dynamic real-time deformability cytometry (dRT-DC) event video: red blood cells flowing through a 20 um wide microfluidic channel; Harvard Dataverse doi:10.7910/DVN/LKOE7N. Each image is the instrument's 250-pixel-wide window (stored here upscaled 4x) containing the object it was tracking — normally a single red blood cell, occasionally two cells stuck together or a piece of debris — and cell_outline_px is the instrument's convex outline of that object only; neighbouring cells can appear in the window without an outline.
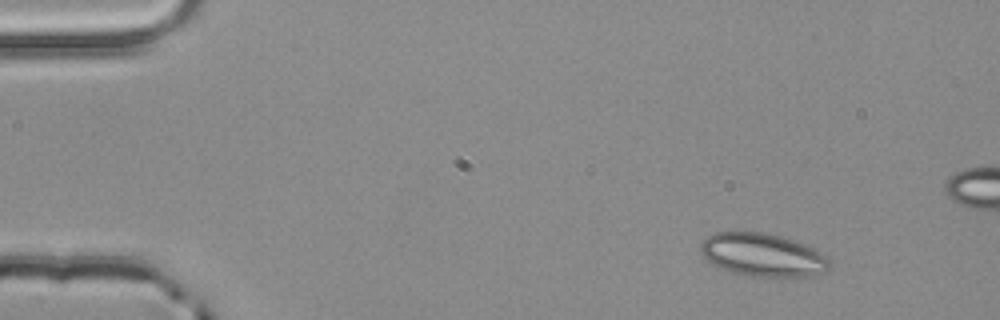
{"species": "common noctule bat (a hibernating species)", "species_latin": "Nyctalus noctula", "temperature_condition": "room temperature", "stored_images_in_passage": 4, "camera_frame_rate_fps": 3000, "um_per_image_px": 0.085, "animal": {"sex": "male", "body_mass_g": 20.4}, "frame": {"image": 1, "passage_image": 1, "time_ms": 0.0, "image_size_px": [1000, 320], "cell_outline_px": [[832, 264], [824, 272], [800, 280], [792, 280], [748, 276], [732, 272], [720, 268], [712, 264], [700, 252], [700, 244], [708, 236], [716, 232], [764, 232], [780, 236], [816, 248]], "centroid_in_image_um": [64.88, 21.73], "position_along_channel_um": 20.1, "area_um2": 33.29}}